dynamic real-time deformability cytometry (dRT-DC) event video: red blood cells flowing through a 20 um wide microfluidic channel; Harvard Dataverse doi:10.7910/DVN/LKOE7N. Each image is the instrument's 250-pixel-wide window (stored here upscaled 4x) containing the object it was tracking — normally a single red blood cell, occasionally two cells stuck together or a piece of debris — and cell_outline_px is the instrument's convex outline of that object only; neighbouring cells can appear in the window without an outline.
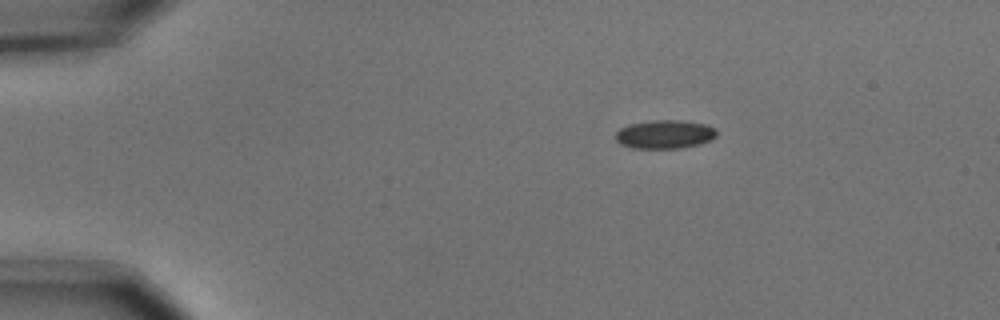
{"species": "common noctule bat (a hibernating species)", "species_latin": "Nyctalus noctula", "temperature_condition": "cold", "stored_images_in_passage": 6, "camera_frame_rate_fps": 3000, "um_per_image_px": 0.085, "animal": {"sex": "male", "body_mass_g": 15.6}, "frame": {"image": 1, "passage_image": 1, "time_ms": 0.0, "image_size_px": [1000, 320], "cell_outline_px": [[716, 136], [700, 144], [680, 148], [632, 148], [620, 144], [616, 140], [616, 132], [620, 128], [628, 124], [652, 120], [680, 120], [708, 124], [716, 128]], "centroid_in_image_um": [56.5, 11.4], "position_along_channel_um": 28.5, "area_um2": 16.94}}
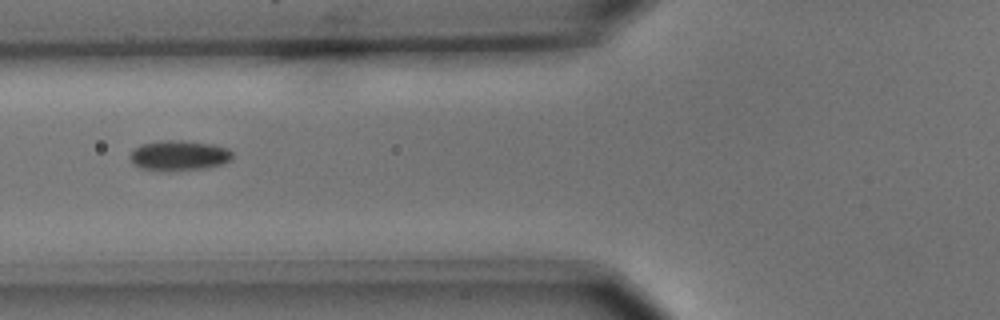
{"frame": {"image": 2, "passage_image": 4, "time_ms": 1.0, "image_size_px": [1000, 320], "cell_outline_px": [[232, 160], [208, 168], [172, 172], [140, 168], [132, 164], [132, 148], [144, 144], [160, 140], [180, 140], [212, 144], [228, 148], [232, 152]], "centroid_in_image_um": [15.23, 13.23], "position_along_channel_um": 110.6, "area_um2": 18.21}}
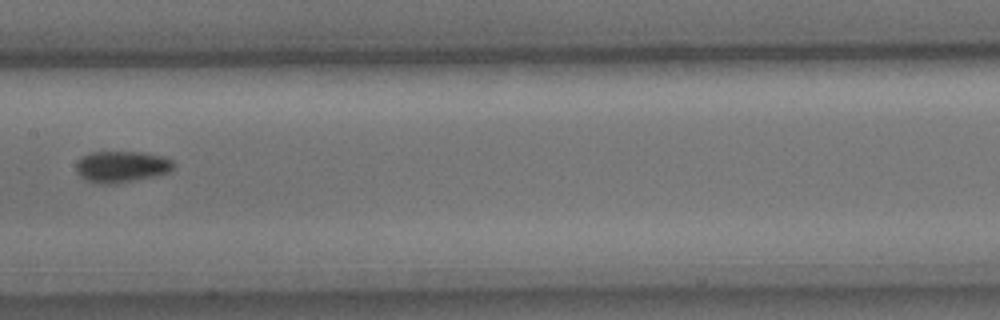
{"frame": {"image": 3, "passage_image": 6, "time_ms": 1.667, "image_size_px": [1000, 320], "cell_outline_px": [[176, 164], [168, 172], [156, 176], [108, 184], [104, 184], [88, 180], [80, 176], [76, 172], [76, 164], [80, 156], [88, 152], [140, 152], [164, 156], [172, 160]], "centroid_in_image_um": [10.32, 14.14], "position_along_channel_um": 197.1, "area_um2": 17.74}}